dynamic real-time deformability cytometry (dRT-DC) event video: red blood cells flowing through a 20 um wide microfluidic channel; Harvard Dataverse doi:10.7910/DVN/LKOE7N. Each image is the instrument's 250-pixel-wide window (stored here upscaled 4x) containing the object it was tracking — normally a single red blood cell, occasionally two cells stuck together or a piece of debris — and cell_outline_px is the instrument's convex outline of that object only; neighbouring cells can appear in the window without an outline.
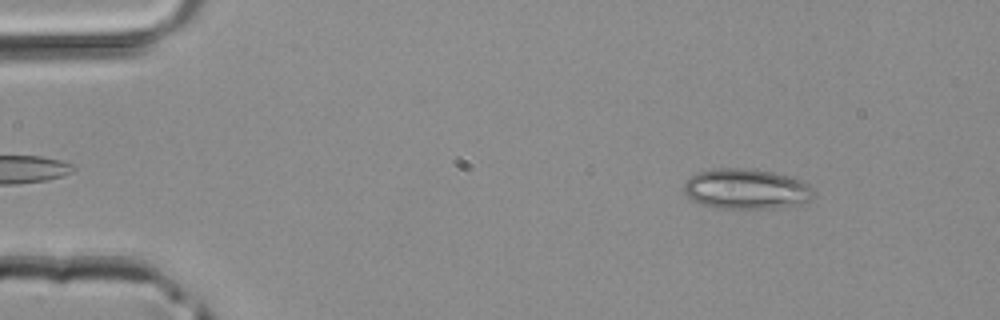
{"species": "common noctule bat (a hibernating species)", "species_latin": "Nyctalus noctula", "temperature_condition": "room temperature", "stored_images_in_passage": 44, "camera_frame_rate_fps": 3000, "um_per_image_px": 0.085, "animal": {"sex": "male", "body_mass_g": 20.4}, "frame": {"image": 1, "passage_image": 5, "time_ms": 1.333, "image_size_px": [1000, 320], "cell_outline_px": [[812, 196], [804, 204], [776, 208], [716, 208], [692, 200], [684, 192], [684, 184], [696, 172], [716, 168], [748, 168], [772, 172], [804, 180], [812, 188]], "centroid_in_image_um": [63.45, 16.06], "position_along_channel_um": 21.6, "area_um2": 30.46}}
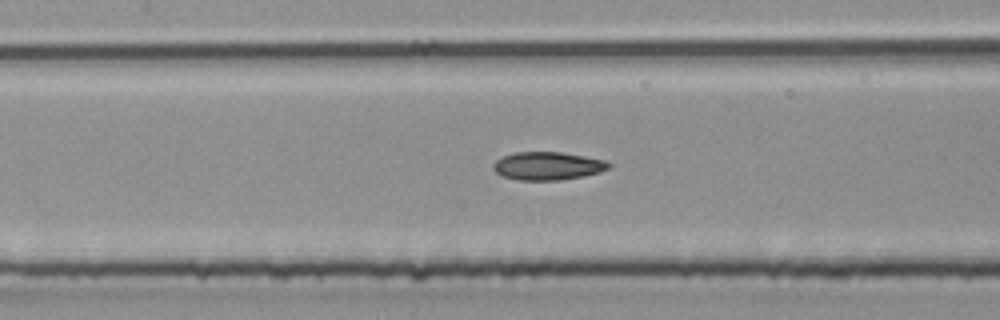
{"frame": {"image": 2, "passage_image": 20, "time_ms": 6.333, "image_size_px": [1000, 320], "cell_outline_px": [[612, 164], [608, 168], [600, 172], [584, 176], [560, 180], [520, 180], [504, 176], [496, 172], [492, 168], [492, 164], [496, 160], [504, 156], [516, 152], [560, 152], [608, 160]], "centroid_in_image_um": [46.58, 14.1], "position_along_channel_um": 160.8, "area_um2": 18.9}}
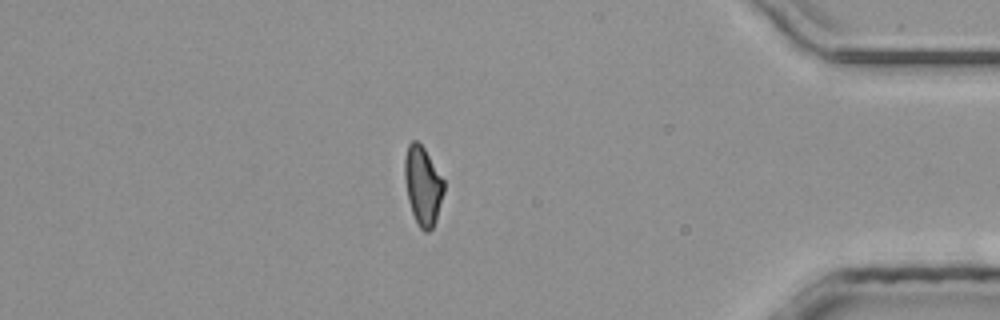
{"frame": {"image": 3, "passage_image": 38, "time_ms": 12.333, "image_size_px": [1000, 320], "cell_outline_px": [[444, 192], [436, 220], [432, 228], [428, 232], [424, 232], [420, 228], [412, 212], [408, 200], [404, 176], [404, 156], [408, 144], [412, 140], [416, 140], [424, 148], [444, 180]], "centroid_in_image_um": [35.93, 15.77], "position_along_channel_um": 399.3, "area_um2": 17.98}}